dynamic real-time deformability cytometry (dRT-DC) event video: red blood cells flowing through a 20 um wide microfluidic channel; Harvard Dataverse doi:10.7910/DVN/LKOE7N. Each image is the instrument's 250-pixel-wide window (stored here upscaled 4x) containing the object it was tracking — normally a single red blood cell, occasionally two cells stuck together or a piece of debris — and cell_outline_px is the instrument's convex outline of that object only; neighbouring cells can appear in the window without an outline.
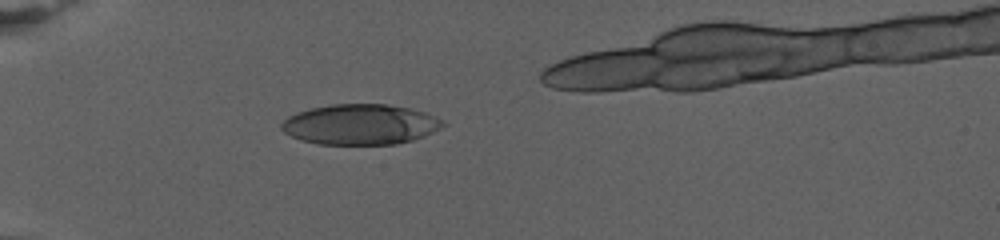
{"species": "human", "species_latin": "Homo sapiens", "temperature_condition": "warm", "stored_images_in_passage": 8, "camera_frame_rate_fps": 3000, "um_per_image_px": 0.085, "donor": {"sex": "female"}, "frame": {"image": 1, "passage_image": 1, "time_ms": 0.0, "image_size_px": [1000, 240], "cell_outline_px": [[444, 124], [440, 128], [424, 136], [412, 140], [396, 144], [316, 144], [300, 140], [284, 132], [280, 128], [280, 124], [288, 116], [296, 112], [312, 108], [332, 104], [388, 104], [408, 108], [424, 112], [444, 120]], "centroid_in_image_um": [30.6, 10.58], "position_along_channel_um": 54.4, "area_um2": 37.97}}
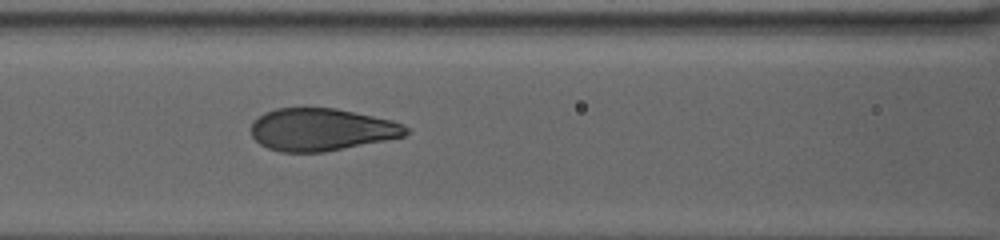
{"frame": {"image": 2, "passage_image": 6, "time_ms": 4.0, "image_size_px": [1000, 240], "cell_outline_px": [[412, 128], [404, 136], [324, 152], [280, 152], [268, 148], [260, 144], [252, 136], [252, 120], [264, 112], [276, 108], [336, 108], [392, 120], [404, 124]], "centroid_in_image_um": [27.32, 11.0], "position_along_channel_um": 139.3, "area_um2": 38.32}}
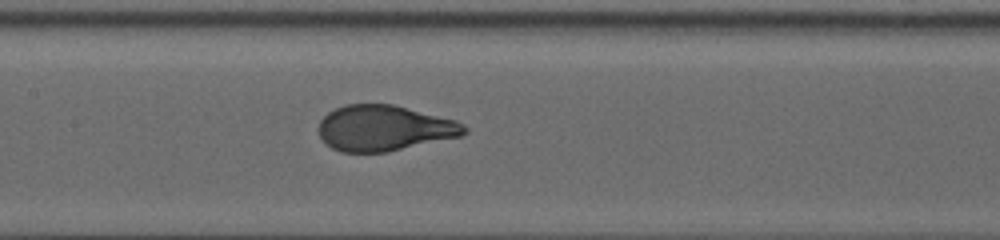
{"frame": {"image": 3, "passage_image": 8, "time_ms": 5.333, "image_size_px": [1000, 240], "cell_outline_px": [[468, 132], [460, 136], [388, 152], [340, 152], [332, 148], [320, 136], [320, 120], [328, 112], [344, 104], [392, 104], [456, 120], [464, 124], [468, 128]], "centroid_in_image_um": [32.68, 10.89], "position_along_channel_um": 174.7, "area_um2": 38.61}}